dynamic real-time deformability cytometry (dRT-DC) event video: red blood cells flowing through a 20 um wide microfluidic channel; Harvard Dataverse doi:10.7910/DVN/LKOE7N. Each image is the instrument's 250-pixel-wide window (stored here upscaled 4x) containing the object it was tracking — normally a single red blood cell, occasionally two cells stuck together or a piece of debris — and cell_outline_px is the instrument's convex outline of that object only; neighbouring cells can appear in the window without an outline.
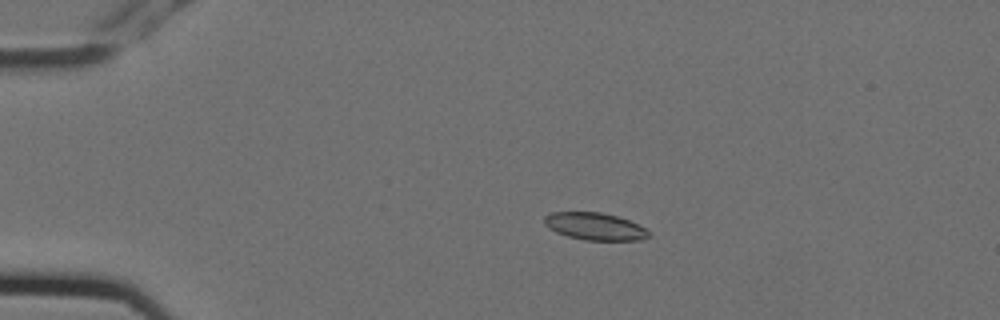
{"species": "Egyptian fruit bat (a non-hibernating species)", "species_latin": "Rousettus aegyptiacus", "temperature_condition": "cold", "stored_images_in_passage": 6, "camera_frame_rate_fps": 3000, "um_per_image_px": 0.085, "animal": {"sex": "female"}, "frame": {"image": 1, "passage_image": 3, "time_ms": 0.667, "image_size_px": [1000, 320], "cell_outline_px": [[648, 236], [640, 240], [584, 240], [568, 236], [556, 232], [548, 228], [544, 224], [544, 216], [548, 212], [600, 212], [616, 216], [628, 220], [644, 228], [648, 232]], "centroid_in_image_um": [50.49, 19.23], "position_along_channel_um": 34.5, "area_um2": 16.47}}
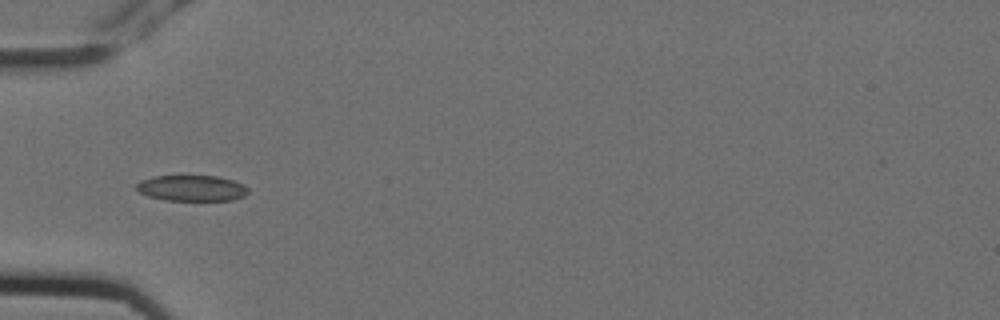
{"frame": {"image": 2, "passage_image": 5, "time_ms": 1.333, "image_size_px": [1000, 320], "cell_outline_px": [[248, 192], [244, 196], [232, 200], [164, 200], [148, 196], [140, 192], [136, 188], [136, 184], [140, 180], [152, 176], [216, 176], [232, 180], [244, 184], [248, 188]], "centroid_in_image_um": [16.29, 15.99], "position_along_channel_um": 68.7, "area_um2": 16.82}}
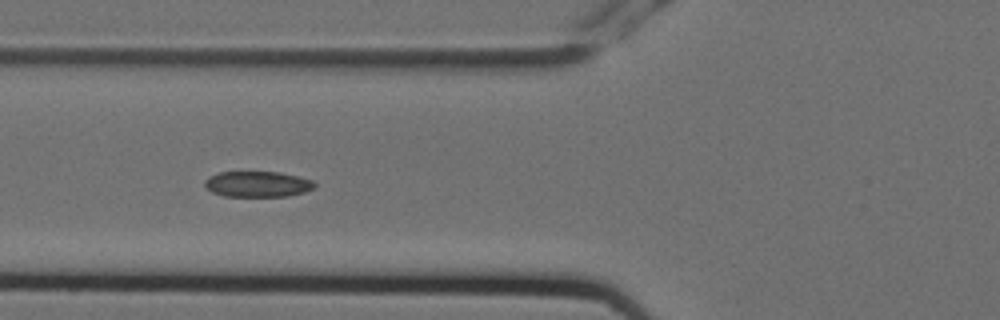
{"frame": {"image": 3, "passage_image": 6, "time_ms": 1.667, "image_size_px": [1000, 320], "cell_outline_px": [[316, 188], [304, 192], [288, 196], [224, 196], [212, 192], [204, 184], [204, 180], [208, 176], [220, 172], [280, 172], [312, 180], [316, 184]], "centroid_in_image_um": [21.9, 15.65], "position_along_channel_um": 103.9, "area_um2": 16.47}}